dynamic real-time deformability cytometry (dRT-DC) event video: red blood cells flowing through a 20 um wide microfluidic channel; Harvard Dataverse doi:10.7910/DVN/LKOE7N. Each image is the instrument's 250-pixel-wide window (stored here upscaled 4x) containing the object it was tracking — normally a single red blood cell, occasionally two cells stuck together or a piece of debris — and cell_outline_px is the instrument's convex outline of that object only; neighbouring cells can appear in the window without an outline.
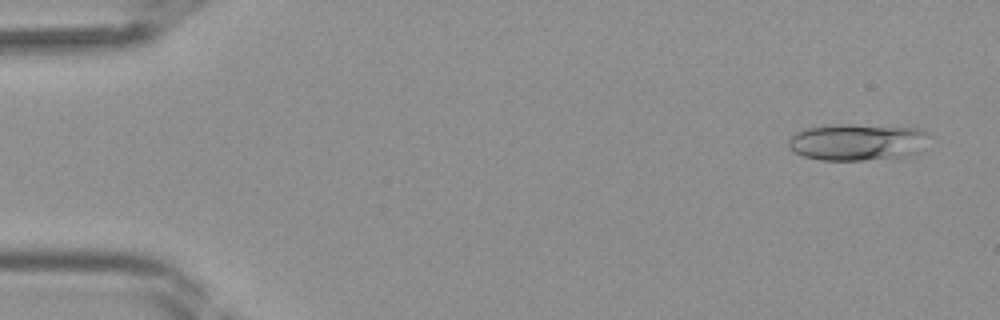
{"species": "Egyptian fruit bat (a non-hibernating species)", "species_latin": "Rousettus aegyptiacus", "temperature_condition": "room temperature", "stored_images_in_passage": 41, "camera_frame_rate_fps": 3000, "um_per_image_px": 0.085, "frame": {"image": 1, "passage_image": 2, "time_ms": 0.333, "image_size_px": [1000, 320], "cell_outline_px": [[928, 132], [920, 152], [904, 156], [864, 160], [820, 160], [804, 156], [788, 148], [788, 140], [796, 132], [804, 128], [836, 124], [852, 124], [916, 128]], "centroid_in_image_um": [72.82, 12.07], "position_along_channel_um": 12.2, "area_um2": 30.0}}
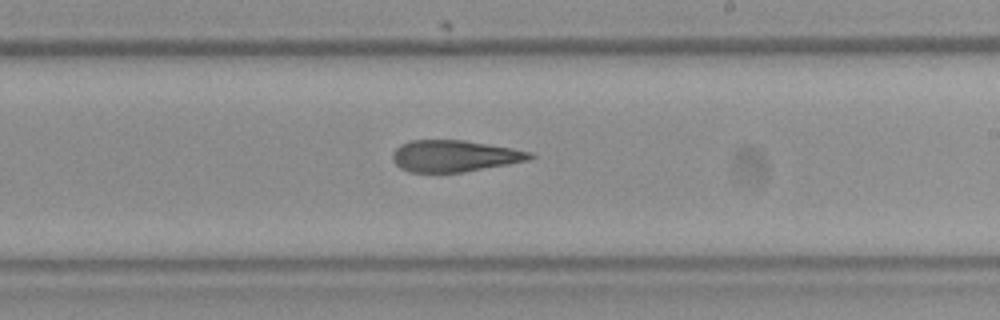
{"frame": {"image": 2, "passage_image": 24, "time_ms": 7.667, "image_size_px": [1000, 320], "cell_outline_px": [[536, 156], [528, 160], [508, 164], [464, 172], [408, 172], [400, 168], [392, 160], [392, 152], [400, 144], [412, 140], [464, 140], [512, 148], [532, 152]], "centroid_in_image_um": [38.61, 13.26], "position_along_channel_um": 250.4, "area_um2": 25.32}}
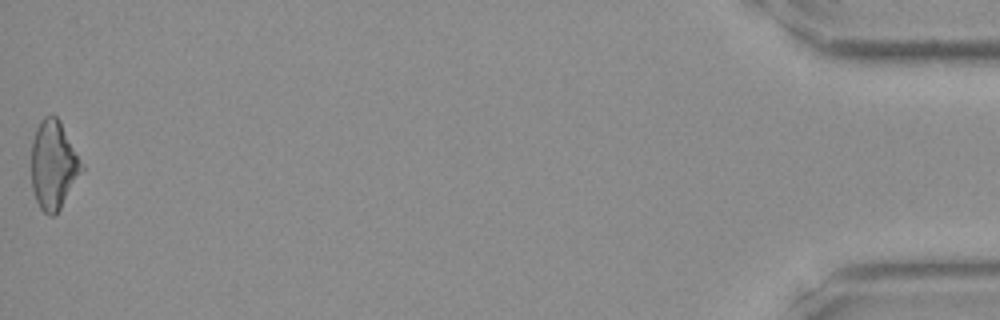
{"frame": {"image": 3, "passage_image": 41, "time_ms": 13.333, "image_size_px": [1000, 320], "cell_outline_px": [[84, 168], [60, 208], [52, 216], [48, 216], [40, 208], [36, 200], [32, 188], [32, 140], [36, 128], [40, 120], [44, 116], [56, 116], [60, 120]], "centroid_in_image_um": [4.52, 14.01], "position_along_channel_um": 430.7, "area_um2": 25.55}}